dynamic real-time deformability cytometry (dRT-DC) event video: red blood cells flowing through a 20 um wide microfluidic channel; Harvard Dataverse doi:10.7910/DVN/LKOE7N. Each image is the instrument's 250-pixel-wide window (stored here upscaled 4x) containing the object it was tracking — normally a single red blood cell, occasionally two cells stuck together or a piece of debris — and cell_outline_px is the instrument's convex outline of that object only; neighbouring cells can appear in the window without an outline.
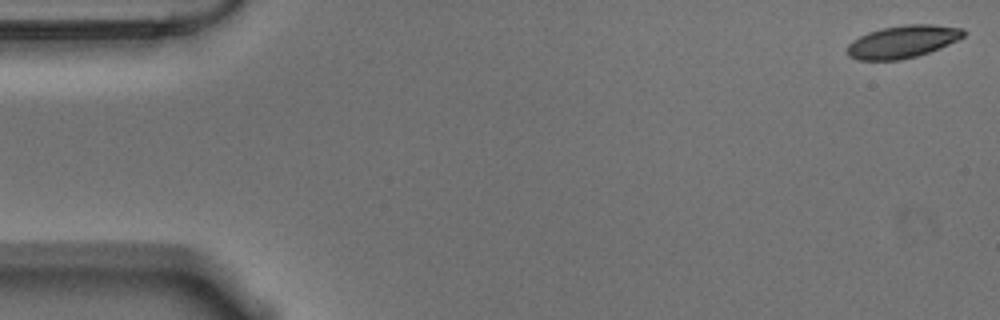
{"species": "Egyptian fruit bat (a non-hibernating species)", "species_latin": "Rousettus aegyptiacus", "temperature_condition": "warm", "stored_images_in_passage": 28, "camera_frame_rate_fps": 3000, "um_per_image_px": 0.085, "animal": {"sex": "male"}, "frame": {"image": 1, "passage_image": 1, "time_ms": 0.0, "image_size_px": [1000, 320], "cell_outline_px": [[968, 32], [964, 36], [940, 48], [916, 56], [900, 60], [860, 60], [848, 56], [848, 44], [852, 40], [868, 32], [884, 28], [908, 24], [932, 24], [964, 28]], "centroid_in_image_um": [76.75, 3.53], "position_along_channel_um": 8.3, "area_um2": 21.96}}
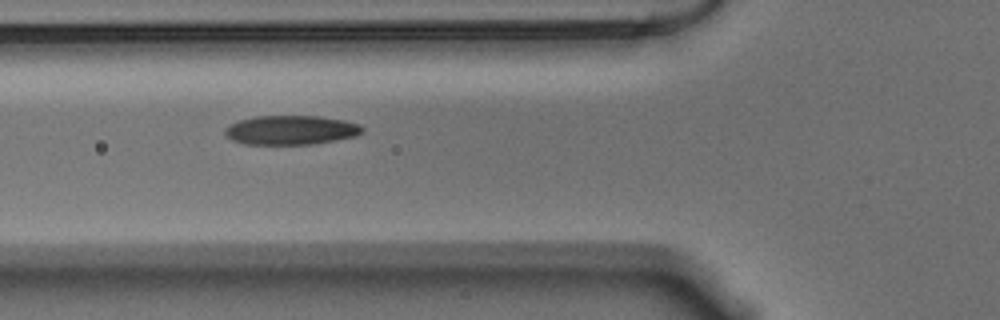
{"frame": {"image": 2, "passage_image": 20, "time_ms": 6.333, "image_size_px": [1000, 320], "cell_outline_px": [[364, 132], [356, 136], [316, 144], [244, 144], [232, 140], [224, 136], [224, 128], [228, 124], [244, 116], [320, 116], [344, 120], [360, 124], [364, 128]], "centroid_in_image_um": [24.68, 11.04], "position_along_channel_um": 101.1, "area_um2": 23.99}}
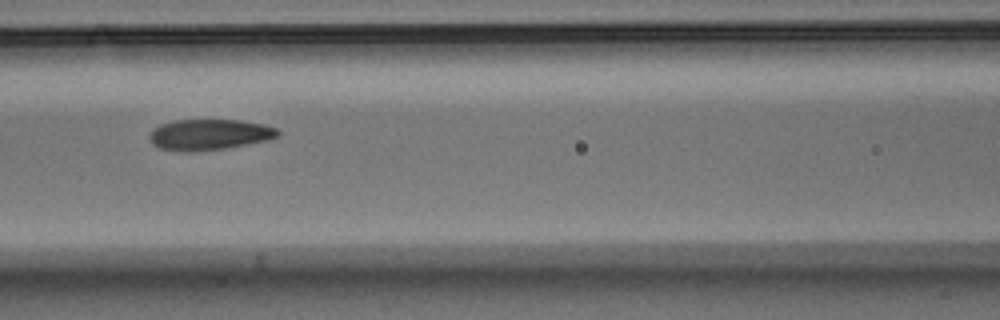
{"frame": {"image": 3, "passage_image": 24, "time_ms": 7.667, "image_size_px": [1000, 320], "cell_outline_px": [[280, 136], [268, 140], [228, 148], [200, 152], [176, 152], [160, 148], [152, 144], [148, 140], [148, 132], [152, 128], [160, 124], [172, 120], [204, 116], [212, 116], [244, 120], [264, 124], [276, 128], [280, 132]], "centroid_in_image_um": [17.74, 11.39], "position_along_channel_um": 148.9, "area_um2": 24.97}}